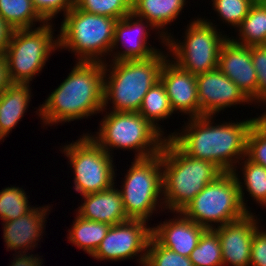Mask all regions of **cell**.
Here are the masks:
<instances>
[{
    "instance_id": "cell-1",
    "label": "cell",
    "mask_w": 266,
    "mask_h": 266,
    "mask_svg": "<svg viewBox=\"0 0 266 266\" xmlns=\"http://www.w3.org/2000/svg\"><path fill=\"white\" fill-rule=\"evenodd\" d=\"M259 117L218 125H214L213 116L189 118L181 133L173 132L167 138L190 157L210 161L223 172H232L238 170L236 164L246 156L247 136Z\"/></svg>"
},
{
    "instance_id": "cell-2",
    "label": "cell",
    "mask_w": 266,
    "mask_h": 266,
    "mask_svg": "<svg viewBox=\"0 0 266 266\" xmlns=\"http://www.w3.org/2000/svg\"><path fill=\"white\" fill-rule=\"evenodd\" d=\"M76 62L67 78L35 111L44 126L103 113L104 63Z\"/></svg>"
},
{
    "instance_id": "cell-3",
    "label": "cell",
    "mask_w": 266,
    "mask_h": 266,
    "mask_svg": "<svg viewBox=\"0 0 266 266\" xmlns=\"http://www.w3.org/2000/svg\"><path fill=\"white\" fill-rule=\"evenodd\" d=\"M163 209L178 214L223 171L214 163L185 154L170 138L161 150Z\"/></svg>"
},
{
    "instance_id": "cell-4",
    "label": "cell",
    "mask_w": 266,
    "mask_h": 266,
    "mask_svg": "<svg viewBox=\"0 0 266 266\" xmlns=\"http://www.w3.org/2000/svg\"><path fill=\"white\" fill-rule=\"evenodd\" d=\"M164 54L160 52L148 59L111 61L110 64L105 60L102 111L107 110L112 100L111 111L138 112L143 97L160 81L163 63L169 57Z\"/></svg>"
},
{
    "instance_id": "cell-5",
    "label": "cell",
    "mask_w": 266,
    "mask_h": 266,
    "mask_svg": "<svg viewBox=\"0 0 266 266\" xmlns=\"http://www.w3.org/2000/svg\"><path fill=\"white\" fill-rule=\"evenodd\" d=\"M63 16L60 34L57 35L59 48L74 52L78 61L104 63L102 59L111 55L117 20L75 6Z\"/></svg>"
},
{
    "instance_id": "cell-6",
    "label": "cell",
    "mask_w": 266,
    "mask_h": 266,
    "mask_svg": "<svg viewBox=\"0 0 266 266\" xmlns=\"http://www.w3.org/2000/svg\"><path fill=\"white\" fill-rule=\"evenodd\" d=\"M108 113V114H107ZM99 131L90 136L109 154L112 149L135 150V159L161 153L166 136L138 112H106ZM111 149V150H110Z\"/></svg>"
},
{
    "instance_id": "cell-7",
    "label": "cell",
    "mask_w": 266,
    "mask_h": 266,
    "mask_svg": "<svg viewBox=\"0 0 266 266\" xmlns=\"http://www.w3.org/2000/svg\"><path fill=\"white\" fill-rule=\"evenodd\" d=\"M181 213L206 229H214L216 225L223 226L248 214L242 205L238 183L233 172L221 173L206 185Z\"/></svg>"
},
{
    "instance_id": "cell-8",
    "label": "cell",
    "mask_w": 266,
    "mask_h": 266,
    "mask_svg": "<svg viewBox=\"0 0 266 266\" xmlns=\"http://www.w3.org/2000/svg\"><path fill=\"white\" fill-rule=\"evenodd\" d=\"M215 26L209 19L197 18L187 25L184 42H178L170 34L164 45L171 54L168 56L173 57L172 61L181 69L194 75L218 68L220 49L228 36L218 32Z\"/></svg>"
},
{
    "instance_id": "cell-9",
    "label": "cell",
    "mask_w": 266,
    "mask_h": 266,
    "mask_svg": "<svg viewBox=\"0 0 266 266\" xmlns=\"http://www.w3.org/2000/svg\"><path fill=\"white\" fill-rule=\"evenodd\" d=\"M52 30L51 22L14 30L5 53L12 83L30 84L33 76L42 71L51 53L59 48L58 37H53Z\"/></svg>"
},
{
    "instance_id": "cell-10",
    "label": "cell",
    "mask_w": 266,
    "mask_h": 266,
    "mask_svg": "<svg viewBox=\"0 0 266 266\" xmlns=\"http://www.w3.org/2000/svg\"><path fill=\"white\" fill-rule=\"evenodd\" d=\"M124 178L119 191L127 216L148 222L158 206L163 205L161 153L134 159Z\"/></svg>"
},
{
    "instance_id": "cell-11",
    "label": "cell",
    "mask_w": 266,
    "mask_h": 266,
    "mask_svg": "<svg viewBox=\"0 0 266 266\" xmlns=\"http://www.w3.org/2000/svg\"><path fill=\"white\" fill-rule=\"evenodd\" d=\"M82 135L61 148L74 171L73 187L81 196L105 190L115 184L116 179L113 155L107 153L89 133Z\"/></svg>"
},
{
    "instance_id": "cell-12",
    "label": "cell",
    "mask_w": 266,
    "mask_h": 266,
    "mask_svg": "<svg viewBox=\"0 0 266 266\" xmlns=\"http://www.w3.org/2000/svg\"><path fill=\"white\" fill-rule=\"evenodd\" d=\"M140 219H130L110 227L96 251L91 255L96 260L124 261L134 259L144 266L152 227Z\"/></svg>"
},
{
    "instance_id": "cell-13",
    "label": "cell",
    "mask_w": 266,
    "mask_h": 266,
    "mask_svg": "<svg viewBox=\"0 0 266 266\" xmlns=\"http://www.w3.org/2000/svg\"><path fill=\"white\" fill-rule=\"evenodd\" d=\"M196 81L200 116H215L226 107L252 103L219 68L196 75Z\"/></svg>"
},
{
    "instance_id": "cell-14",
    "label": "cell",
    "mask_w": 266,
    "mask_h": 266,
    "mask_svg": "<svg viewBox=\"0 0 266 266\" xmlns=\"http://www.w3.org/2000/svg\"><path fill=\"white\" fill-rule=\"evenodd\" d=\"M147 28L152 30L155 29L147 20L138 18L132 13L117 20L114 27V40L111 47V53L113 54L110 55L113 56L111 61L148 59L162 52L159 49H155V47L153 48L152 45H148L150 43L147 42L149 36L147 30L150 29ZM120 45L123 46L125 50L122 52L119 50L114 52L119 48L117 46Z\"/></svg>"
},
{
    "instance_id": "cell-15",
    "label": "cell",
    "mask_w": 266,
    "mask_h": 266,
    "mask_svg": "<svg viewBox=\"0 0 266 266\" xmlns=\"http://www.w3.org/2000/svg\"><path fill=\"white\" fill-rule=\"evenodd\" d=\"M253 215L248 213L239 220L214 228L221 242L223 266H250L252 238L259 227Z\"/></svg>"
},
{
    "instance_id": "cell-16",
    "label": "cell",
    "mask_w": 266,
    "mask_h": 266,
    "mask_svg": "<svg viewBox=\"0 0 266 266\" xmlns=\"http://www.w3.org/2000/svg\"><path fill=\"white\" fill-rule=\"evenodd\" d=\"M169 59L163 63L160 81L165 86L173 112L185 113L189 118L200 117L196 75Z\"/></svg>"
},
{
    "instance_id": "cell-17",
    "label": "cell",
    "mask_w": 266,
    "mask_h": 266,
    "mask_svg": "<svg viewBox=\"0 0 266 266\" xmlns=\"http://www.w3.org/2000/svg\"><path fill=\"white\" fill-rule=\"evenodd\" d=\"M232 37L222 44L218 68L252 101L257 102V76L251 59L250 46L237 44Z\"/></svg>"
},
{
    "instance_id": "cell-18",
    "label": "cell",
    "mask_w": 266,
    "mask_h": 266,
    "mask_svg": "<svg viewBox=\"0 0 266 266\" xmlns=\"http://www.w3.org/2000/svg\"><path fill=\"white\" fill-rule=\"evenodd\" d=\"M49 208L48 205L36 208L34 206L27 214L2 223L3 238L7 250H14L16 253H28L29 249H34L37 246V241L40 240V236L41 238L43 236V230L46 226L44 224L47 223L45 222L46 216L50 212Z\"/></svg>"
},
{
    "instance_id": "cell-19",
    "label": "cell",
    "mask_w": 266,
    "mask_h": 266,
    "mask_svg": "<svg viewBox=\"0 0 266 266\" xmlns=\"http://www.w3.org/2000/svg\"><path fill=\"white\" fill-rule=\"evenodd\" d=\"M173 219L152 227V236L164 247L189 257L198 245L205 227L191 221L181 212Z\"/></svg>"
},
{
    "instance_id": "cell-20",
    "label": "cell",
    "mask_w": 266,
    "mask_h": 266,
    "mask_svg": "<svg viewBox=\"0 0 266 266\" xmlns=\"http://www.w3.org/2000/svg\"><path fill=\"white\" fill-rule=\"evenodd\" d=\"M82 198L84 203H81L76 212L84 219L104 222L111 226L130 220L115 184L105 190L83 195Z\"/></svg>"
},
{
    "instance_id": "cell-21",
    "label": "cell",
    "mask_w": 266,
    "mask_h": 266,
    "mask_svg": "<svg viewBox=\"0 0 266 266\" xmlns=\"http://www.w3.org/2000/svg\"><path fill=\"white\" fill-rule=\"evenodd\" d=\"M186 5V0H132V14L147 20L159 33L162 44L170 35L165 26L174 22ZM162 30V31H159ZM165 31H164V30Z\"/></svg>"
},
{
    "instance_id": "cell-22",
    "label": "cell",
    "mask_w": 266,
    "mask_h": 266,
    "mask_svg": "<svg viewBox=\"0 0 266 266\" xmlns=\"http://www.w3.org/2000/svg\"><path fill=\"white\" fill-rule=\"evenodd\" d=\"M29 83H12L0 94V135L5 138L27 112L32 95Z\"/></svg>"
},
{
    "instance_id": "cell-23",
    "label": "cell",
    "mask_w": 266,
    "mask_h": 266,
    "mask_svg": "<svg viewBox=\"0 0 266 266\" xmlns=\"http://www.w3.org/2000/svg\"><path fill=\"white\" fill-rule=\"evenodd\" d=\"M236 30L239 38L233 37V42L244 46L266 45V0L255 1Z\"/></svg>"
},
{
    "instance_id": "cell-24",
    "label": "cell",
    "mask_w": 266,
    "mask_h": 266,
    "mask_svg": "<svg viewBox=\"0 0 266 266\" xmlns=\"http://www.w3.org/2000/svg\"><path fill=\"white\" fill-rule=\"evenodd\" d=\"M110 227L111 225L107 223L87 220L76 214L67 239L69 243L83 249L91 256L107 235Z\"/></svg>"
},
{
    "instance_id": "cell-25",
    "label": "cell",
    "mask_w": 266,
    "mask_h": 266,
    "mask_svg": "<svg viewBox=\"0 0 266 266\" xmlns=\"http://www.w3.org/2000/svg\"><path fill=\"white\" fill-rule=\"evenodd\" d=\"M241 161L243 162H239L238 164H244H242L241 166L243 167L240 168V170L242 169L241 171L244 182H241L242 180L238 177V172L236 170H233L232 172L234 173L238 183L242 205L248 213H251L248 206H246L247 204L244 199L245 192L243 191L246 189L249 193L247 195H250V197L258 203V205L260 203V205L263 206L266 203V168L254 163L246 156ZM242 183H244V186Z\"/></svg>"
},
{
    "instance_id": "cell-26",
    "label": "cell",
    "mask_w": 266,
    "mask_h": 266,
    "mask_svg": "<svg viewBox=\"0 0 266 266\" xmlns=\"http://www.w3.org/2000/svg\"><path fill=\"white\" fill-rule=\"evenodd\" d=\"M138 113L164 135L162 126H159L157 122L170 118L174 112L170 106L165 86L161 81L152 86L143 97Z\"/></svg>"
},
{
    "instance_id": "cell-27",
    "label": "cell",
    "mask_w": 266,
    "mask_h": 266,
    "mask_svg": "<svg viewBox=\"0 0 266 266\" xmlns=\"http://www.w3.org/2000/svg\"><path fill=\"white\" fill-rule=\"evenodd\" d=\"M0 16L14 29H32L35 22H46L38 15L31 0H0Z\"/></svg>"
},
{
    "instance_id": "cell-28",
    "label": "cell",
    "mask_w": 266,
    "mask_h": 266,
    "mask_svg": "<svg viewBox=\"0 0 266 266\" xmlns=\"http://www.w3.org/2000/svg\"><path fill=\"white\" fill-rule=\"evenodd\" d=\"M189 259L193 266H223L221 242L214 229H206Z\"/></svg>"
},
{
    "instance_id": "cell-29",
    "label": "cell",
    "mask_w": 266,
    "mask_h": 266,
    "mask_svg": "<svg viewBox=\"0 0 266 266\" xmlns=\"http://www.w3.org/2000/svg\"><path fill=\"white\" fill-rule=\"evenodd\" d=\"M25 190L18 186L6 187L0 190V218L2 222L15 220L27 214L34 207L29 206Z\"/></svg>"
},
{
    "instance_id": "cell-30",
    "label": "cell",
    "mask_w": 266,
    "mask_h": 266,
    "mask_svg": "<svg viewBox=\"0 0 266 266\" xmlns=\"http://www.w3.org/2000/svg\"><path fill=\"white\" fill-rule=\"evenodd\" d=\"M75 7L91 14L120 20L132 13V0H76Z\"/></svg>"
},
{
    "instance_id": "cell-31",
    "label": "cell",
    "mask_w": 266,
    "mask_h": 266,
    "mask_svg": "<svg viewBox=\"0 0 266 266\" xmlns=\"http://www.w3.org/2000/svg\"><path fill=\"white\" fill-rule=\"evenodd\" d=\"M246 157L266 168V114L254 122L247 136Z\"/></svg>"
},
{
    "instance_id": "cell-32",
    "label": "cell",
    "mask_w": 266,
    "mask_h": 266,
    "mask_svg": "<svg viewBox=\"0 0 266 266\" xmlns=\"http://www.w3.org/2000/svg\"><path fill=\"white\" fill-rule=\"evenodd\" d=\"M144 266H193L189 257L182 256L162 246L151 236Z\"/></svg>"
},
{
    "instance_id": "cell-33",
    "label": "cell",
    "mask_w": 266,
    "mask_h": 266,
    "mask_svg": "<svg viewBox=\"0 0 266 266\" xmlns=\"http://www.w3.org/2000/svg\"><path fill=\"white\" fill-rule=\"evenodd\" d=\"M213 10L218 13L222 21L237 28L249 13L255 0H211Z\"/></svg>"
},
{
    "instance_id": "cell-34",
    "label": "cell",
    "mask_w": 266,
    "mask_h": 266,
    "mask_svg": "<svg viewBox=\"0 0 266 266\" xmlns=\"http://www.w3.org/2000/svg\"><path fill=\"white\" fill-rule=\"evenodd\" d=\"M250 52L257 76V103L266 105V45L250 46Z\"/></svg>"
},
{
    "instance_id": "cell-35",
    "label": "cell",
    "mask_w": 266,
    "mask_h": 266,
    "mask_svg": "<svg viewBox=\"0 0 266 266\" xmlns=\"http://www.w3.org/2000/svg\"><path fill=\"white\" fill-rule=\"evenodd\" d=\"M38 15L46 22L52 21L58 13L65 15L75 6L76 0H31ZM51 20V21H50Z\"/></svg>"
},
{
    "instance_id": "cell-36",
    "label": "cell",
    "mask_w": 266,
    "mask_h": 266,
    "mask_svg": "<svg viewBox=\"0 0 266 266\" xmlns=\"http://www.w3.org/2000/svg\"><path fill=\"white\" fill-rule=\"evenodd\" d=\"M260 227L253 234L250 266H266V230Z\"/></svg>"
},
{
    "instance_id": "cell-37",
    "label": "cell",
    "mask_w": 266,
    "mask_h": 266,
    "mask_svg": "<svg viewBox=\"0 0 266 266\" xmlns=\"http://www.w3.org/2000/svg\"><path fill=\"white\" fill-rule=\"evenodd\" d=\"M12 28L1 16H0V56L5 55L10 39L14 32Z\"/></svg>"
},
{
    "instance_id": "cell-38",
    "label": "cell",
    "mask_w": 266,
    "mask_h": 266,
    "mask_svg": "<svg viewBox=\"0 0 266 266\" xmlns=\"http://www.w3.org/2000/svg\"><path fill=\"white\" fill-rule=\"evenodd\" d=\"M28 254V255H27ZM17 253L10 266H42V260L38 255L29 253Z\"/></svg>"
},
{
    "instance_id": "cell-39",
    "label": "cell",
    "mask_w": 266,
    "mask_h": 266,
    "mask_svg": "<svg viewBox=\"0 0 266 266\" xmlns=\"http://www.w3.org/2000/svg\"><path fill=\"white\" fill-rule=\"evenodd\" d=\"M12 84L5 55L0 56V94Z\"/></svg>"
}]
</instances>
